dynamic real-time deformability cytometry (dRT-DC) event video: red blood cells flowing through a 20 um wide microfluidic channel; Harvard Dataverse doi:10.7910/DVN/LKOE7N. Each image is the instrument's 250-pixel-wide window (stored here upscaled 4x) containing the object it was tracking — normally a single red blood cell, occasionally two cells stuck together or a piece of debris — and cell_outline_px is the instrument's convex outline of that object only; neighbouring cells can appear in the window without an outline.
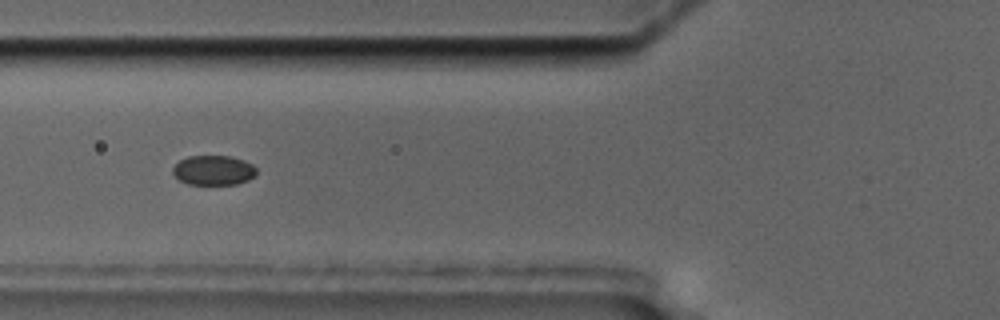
{"species": "common noctule bat (a hibernating species)", "species_latin": "Nyctalus noctula", "temperature_condition": "cold", "stored_images_in_passage": 15, "segment_of_instrument_passage": [1, 2], "camera_frame_rate_fps": 3000, "um_per_image_px": 0.085, "animal": {"sex": "male", "body_mass_g": 17.5, "forearm_length_mm": 52.3}, "frame": {"image": 1, "passage_image": 5, "time_ms": 5.333, "image_size_px": [1000, 320], "cell_outline_px": [[256, 176], [248, 180], [236, 184], [188, 184], [180, 180], [172, 172], [172, 168], [180, 160], [188, 156], [228, 156], [244, 160], [252, 164], [256, 168]], "centroid_in_image_um": [18.16, 14.47], "position_along_channel_um": 107.6, "area_um2": 14.45}}
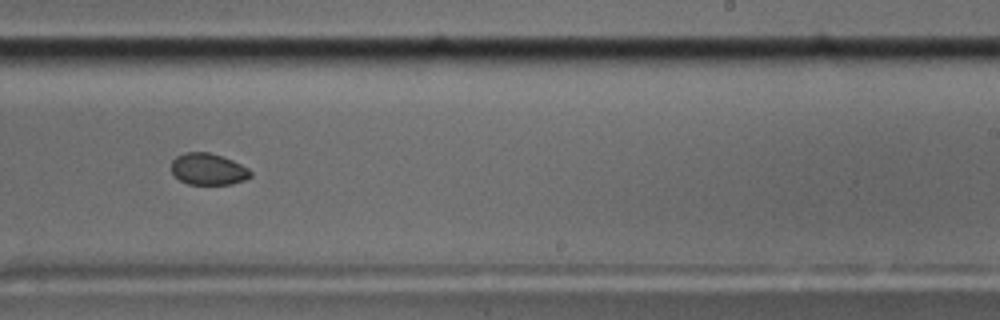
{"frame": {"image": 2, "passage_image": 9, "time_ms": 10.0, "image_size_px": [1000, 320], "cell_outline_px": [[252, 176], [244, 180], [232, 184], [188, 184], [180, 180], [172, 172], [172, 160], [176, 156], [184, 152], [208, 152], [232, 160], [248, 168], [252, 172]], "centroid_in_image_um": [17.7, 14.38], "position_along_channel_um": 271.3, "area_um2": 14.51}}
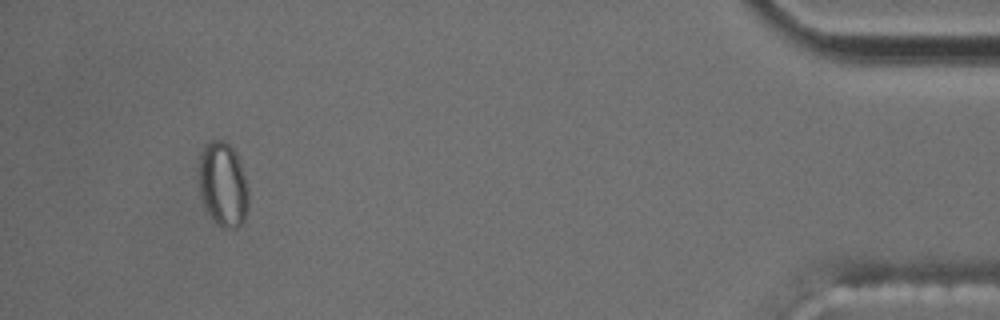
{"frame": {"image": 3, "passage_image": 13, "time_ms": 16.0, "image_size_px": [1000, 320], "cell_outline_px": [[248, 204], [244, 220], [236, 228], [224, 228], [216, 224], [212, 220], [204, 208], [200, 200], [196, 180], [200, 152], [204, 144], [212, 140], [224, 140], [232, 148], [240, 164], [244, 176], [248, 192]], "centroid_in_image_um": [18.87, 15.69], "position_along_channel_um": 416.3, "area_um2": 25.09}}